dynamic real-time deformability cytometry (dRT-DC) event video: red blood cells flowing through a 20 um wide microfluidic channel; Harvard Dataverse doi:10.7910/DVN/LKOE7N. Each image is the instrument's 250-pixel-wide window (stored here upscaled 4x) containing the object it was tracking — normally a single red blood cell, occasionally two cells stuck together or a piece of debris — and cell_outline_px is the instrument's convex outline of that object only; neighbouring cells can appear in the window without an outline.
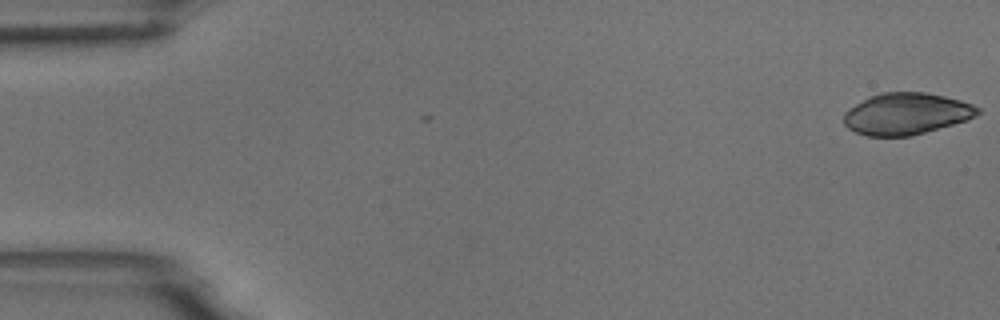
{"species": "common noctule bat (a hibernating species)", "species_latin": "Nyctalus noctula", "temperature_condition": "room temperature", "stored_images_in_passage": 5, "camera_frame_rate_fps": 3000, "um_per_image_px": 0.085, "animal": {"sex": "male", "body_mass_g": 18.8}, "frame": {"image": 1, "passage_image": 1, "time_ms": 0.0, "image_size_px": [1000, 320], "cell_outline_px": [[980, 112], [976, 116], [968, 120], [924, 132], [908, 136], [868, 136], [856, 132], [848, 128], [844, 124], [844, 112], [848, 108], [868, 96], [880, 92], [924, 92], [944, 96], [960, 100], [972, 104], [980, 108]], "centroid_in_image_um": [77.02, 9.66], "position_along_channel_um": 8.0, "area_um2": 32.54}}